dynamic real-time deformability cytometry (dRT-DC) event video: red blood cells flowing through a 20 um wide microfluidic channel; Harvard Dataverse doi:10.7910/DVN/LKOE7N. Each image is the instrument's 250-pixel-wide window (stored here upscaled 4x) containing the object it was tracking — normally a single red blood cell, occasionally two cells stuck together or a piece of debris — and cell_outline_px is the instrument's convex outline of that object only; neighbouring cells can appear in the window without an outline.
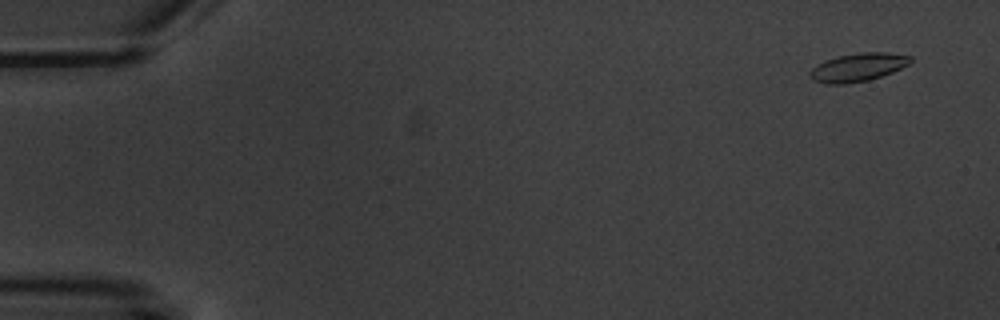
{"species": "common noctule bat (a hibernating species)", "species_latin": "Nyctalus noctula", "temperature_condition": "warm", "stored_images_in_passage": 5, "camera_frame_rate_fps": 3000, "um_per_image_px": 0.085, "animal": {"sex": "male", "body_mass_g": 20.1, "forearm_length_mm": 53.5}, "frame": {"image": 1, "passage_image": 1, "time_ms": 0.0, "image_size_px": [1000, 320], "cell_outline_px": [[912, 60], [908, 64], [892, 72], [868, 80], [848, 84], [828, 84], [812, 80], [808, 76], [808, 72], [812, 68], [824, 60], [840, 56], [860, 52], [888, 52], [912, 56]], "centroid_in_image_um": [72.89, 5.72], "position_along_channel_um": 12.1, "area_um2": 16.59}}